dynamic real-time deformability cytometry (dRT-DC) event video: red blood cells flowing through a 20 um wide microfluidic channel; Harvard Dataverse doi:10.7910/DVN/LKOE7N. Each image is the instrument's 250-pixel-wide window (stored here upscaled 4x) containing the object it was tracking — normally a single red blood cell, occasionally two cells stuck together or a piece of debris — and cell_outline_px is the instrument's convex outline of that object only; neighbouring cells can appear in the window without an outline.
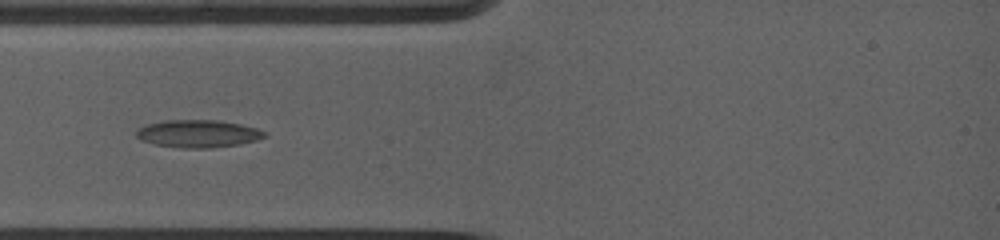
{"species": "common noctule bat (a hibernating species)", "species_latin": "Nyctalus noctula", "temperature_condition": "warm", "stored_images_in_passage": 74, "camera_frame_rate_fps": 5000, "um_per_image_px": 0.085, "animal": {"sex": "female", "body_mass_g": 19.0, "forearm_length_mm": 53.3}, "frame": {"image": 1, "passage_image": 1, "time_ms": 0.0, "image_size_px": [1000, 240], "cell_outline_px": [[268, 132], [264, 136], [256, 140], [236, 144], [208, 148], [180, 148], [156, 144], [140, 140], [136, 136], [136, 132], [140, 128], [148, 124], [164, 120], [220, 120], [240, 124], [256, 128]], "centroid_in_image_um": [16.83, 11.35], "position_along_channel_um": 68.2, "area_um2": 20.4}}
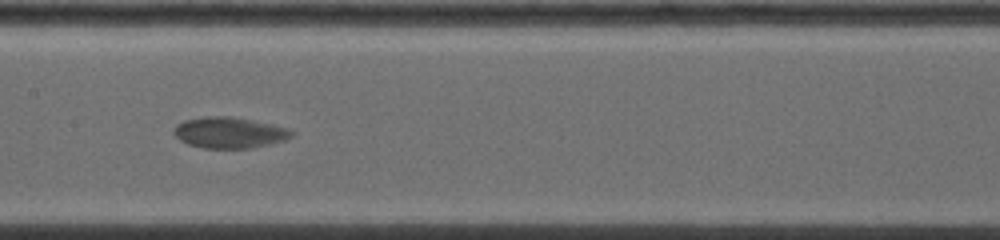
{"frame": {"image": 2, "passage_image": 23, "time_ms": 3.2, "image_size_px": [1000, 240], "cell_outline_px": [[292, 136], [284, 140], [268, 144], [248, 148], [204, 148], [188, 144], [180, 140], [172, 132], [176, 124], [184, 120], [208, 116], [228, 116], [268, 124], [284, 128], [292, 132]], "centroid_in_image_um": [19.4, 11.28], "position_along_channel_um": 188.0, "area_um2": 20.75}}
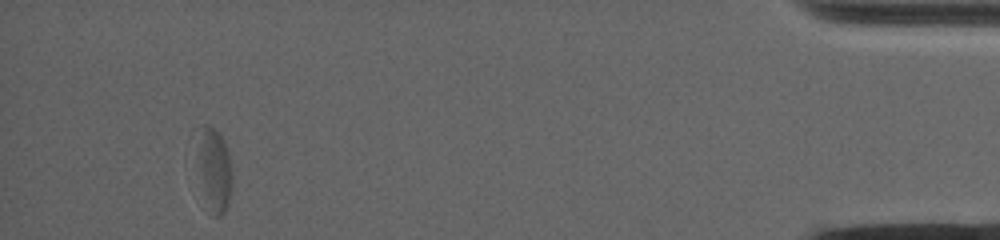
{"frame": {"image": 3, "passage_image": 61, "time_ms": 12.0, "image_size_px": [1000, 240], "cell_outline_px": [[232, 184], [228, 204], [224, 212], [220, 216], [212, 216], [200, 168], [200, 124], [208, 124], [220, 136], [228, 152], [232, 176]], "centroid_in_image_um": [18.29, 14.43], "position_along_channel_um": 416.9, "area_um2": 15.43}}